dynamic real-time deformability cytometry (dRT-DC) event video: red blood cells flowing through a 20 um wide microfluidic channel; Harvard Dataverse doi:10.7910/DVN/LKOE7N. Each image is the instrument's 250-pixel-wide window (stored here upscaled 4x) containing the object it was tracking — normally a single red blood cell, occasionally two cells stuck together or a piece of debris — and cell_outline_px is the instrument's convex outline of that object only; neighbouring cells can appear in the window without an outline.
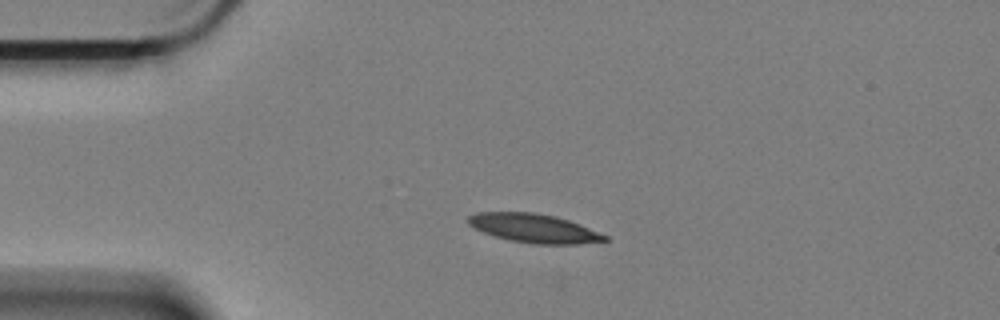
{"species": "Egyptian fruit bat (a non-hibernating species)", "species_latin": "Rousettus aegyptiacus", "temperature_condition": "cold", "stored_images_in_passage": 40, "camera_frame_rate_fps": 3000, "um_per_image_px": 0.085, "animal": {"sex": "female"}, "frame": {"image": 1, "passage_image": 1, "time_ms": 0.0, "image_size_px": [1000, 320], "cell_outline_px": [[608, 240], [576, 244], [532, 244], [508, 240], [484, 232], [468, 224], [468, 216], [476, 212], [532, 212], [556, 216], [580, 224], [608, 236]], "centroid_in_image_um": [45.39, 19.4], "position_along_channel_um": 39.6, "area_um2": 22.83}}
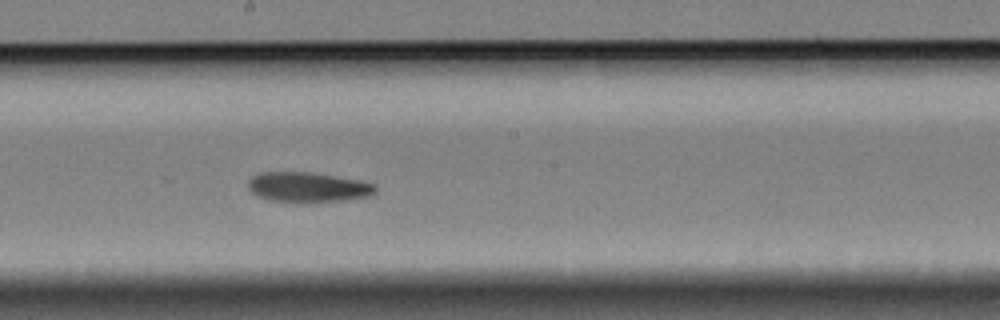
{"frame": {"image": 2, "passage_image": 20, "time_ms": 6.333, "image_size_px": [1000, 320], "cell_outline_px": [[376, 192], [368, 196], [344, 200], [268, 200], [256, 196], [248, 188], [248, 180], [252, 176], [260, 172], [308, 172], [336, 176], [360, 180], [376, 184]], "centroid_in_image_um": [26.15, 15.87], "position_along_channel_um": 222.0, "area_um2": 21.68}}
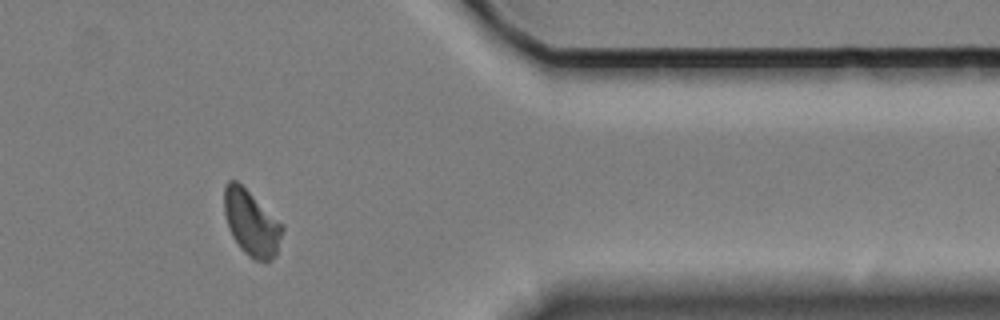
{"frame": {"image": 3, "passage_image": 37, "time_ms": 12.0, "image_size_px": [1000, 320], "cell_outline_px": [[284, 228], [276, 256], [268, 264], [256, 260], [248, 256], [240, 248], [232, 236], [228, 228], [224, 216], [224, 188], [228, 180], [236, 180]], "centroid_in_image_um": [21.34, 19.03], "position_along_channel_um": 390.1, "area_um2": 21.85}, "authors_computed_cell_mechanics": {"area_um2": 22.6287, "velocity_mm_per_s": 3.3112, "shape_relaxation_time_tau1_ms": null, "shape_relaxation_time_tau2_ms": 5.4903, "deformation_change_tau1": null, "deformation_change_tau2": 0.1085}}